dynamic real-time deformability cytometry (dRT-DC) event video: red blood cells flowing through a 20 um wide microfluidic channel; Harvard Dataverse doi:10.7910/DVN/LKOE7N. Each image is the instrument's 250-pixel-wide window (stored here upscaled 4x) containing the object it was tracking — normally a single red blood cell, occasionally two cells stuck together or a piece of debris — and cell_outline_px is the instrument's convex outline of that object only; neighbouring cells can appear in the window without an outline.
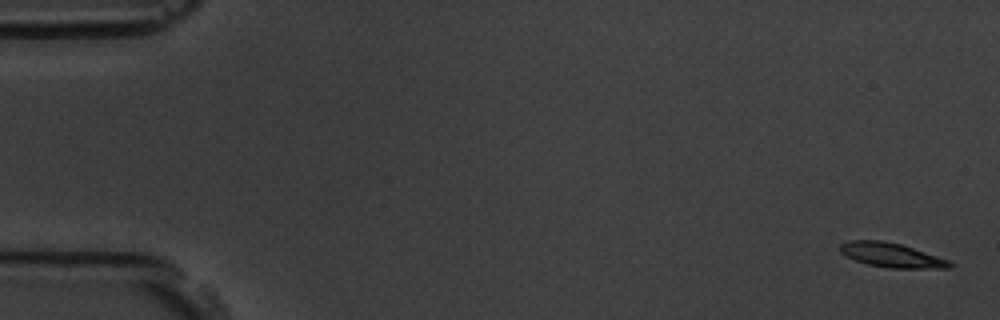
{"species": "common noctule bat (a hibernating species)", "species_latin": "Nyctalus noctula", "temperature_condition": "room temperature", "stored_images_in_passage": 5, "camera_frame_rate_fps": 3000, "um_per_image_px": 0.085, "animal": {"sex": "male", "body_mass_g": 19.5, "forearm_length_mm": 54.6}, "frame": {"image": 1, "passage_image": 1, "time_ms": 0.0, "image_size_px": [1000, 320], "cell_outline_px": [[952, 268], [888, 268], [868, 264], [856, 260], [840, 252], [840, 244], [852, 240], [884, 240], [900, 244], [948, 260], [952, 264]], "centroid_in_image_um": [75.76, 21.68], "position_along_channel_um": 9.2, "area_um2": 15.26}}
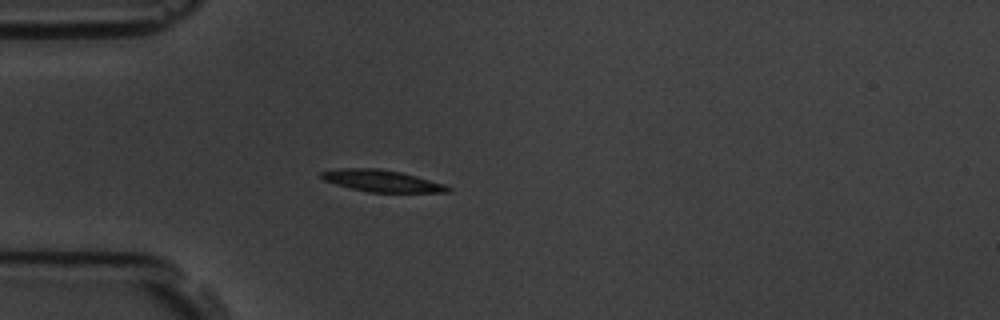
{"frame": {"image": 2, "passage_image": 5, "time_ms": 4.667, "image_size_px": [1000, 320], "cell_outline_px": [[452, 192], [368, 192], [336, 184], [324, 180], [320, 176], [320, 172], [340, 168], [376, 168], [400, 172], [416, 176], [444, 184], [452, 188]], "centroid_in_image_um": [32.46, 15.37], "position_along_channel_um": 52.5, "area_um2": 15.9}}